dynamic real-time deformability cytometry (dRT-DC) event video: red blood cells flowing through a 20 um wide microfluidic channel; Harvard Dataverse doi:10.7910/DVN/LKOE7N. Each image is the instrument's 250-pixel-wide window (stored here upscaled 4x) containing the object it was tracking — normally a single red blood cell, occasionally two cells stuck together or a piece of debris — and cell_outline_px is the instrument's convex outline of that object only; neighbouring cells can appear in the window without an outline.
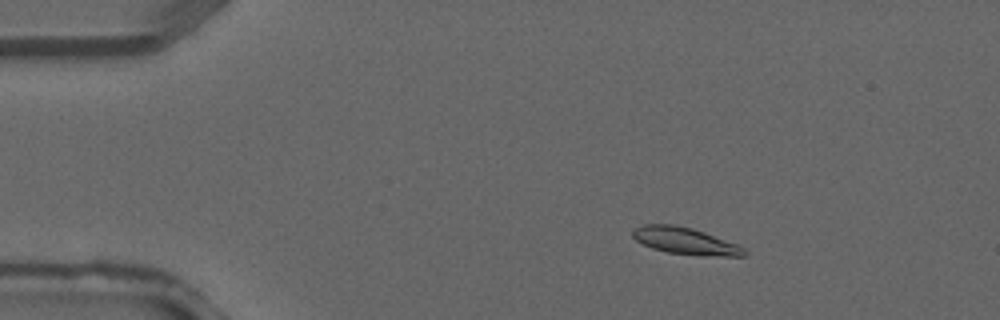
{"species": "common noctule bat (a hibernating species)", "species_latin": "Nyctalus noctula", "temperature_condition": "warm", "stored_images_in_passage": 3, "camera_frame_rate_fps": 3000, "um_per_image_px": 0.085, "animal": {"sex": "male", "forearm_length_mm": 52.5}, "frame": {"image": 1, "passage_image": 1, "time_ms": 0.0, "image_size_px": [1000, 320], "cell_outline_px": [[748, 252], [744, 256], [700, 256], [668, 252], [652, 248], [636, 240], [632, 236], [632, 228], [644, 224], [672, 224], [692, 228], [704, 232], [736, 244], [744, 248]], "centroid_in_image_um": [58.23, 20.48], "position_along_channel_um": 26.8, "area_um2": 17.46}}